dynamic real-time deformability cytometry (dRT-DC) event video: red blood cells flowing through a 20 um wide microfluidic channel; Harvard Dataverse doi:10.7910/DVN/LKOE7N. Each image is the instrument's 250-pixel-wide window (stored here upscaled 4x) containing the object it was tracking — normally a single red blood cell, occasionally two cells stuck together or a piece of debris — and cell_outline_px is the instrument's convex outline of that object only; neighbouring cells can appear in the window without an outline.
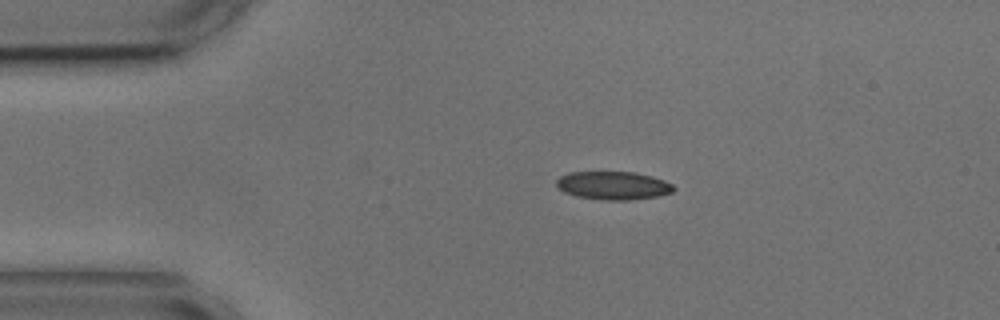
{"species": "common noctule bat (a hibernating species)", "species_latin": "Nyctalus noctula", "temperature_condition": "cold", "stored_images_in_passage": 30, "camera_frame_rate_fps": 3000, "um_per_image_px": 0.085, "animal": {"sex": "male", "body_mass_g": 17.9, "forearm_length_mm": 54.2}, "frame": {"image": 1, "passage_image": 1, "time_ms": 0.0, "image_size_px": [1000, 320], "cell_outline_px": [[676, 188], [672, 192], [660, 196], [628, 200], [600, 200], [576, 196], [564, 192], [556, 184], [556, 180], [560, 176], [568, 172], [636, 172], [652, 176], [664, 180], [672, 184]], "centroid_in_image_um": [52.14, 15.77], "position_along_channel_um": 32.9, "area_um2": 19.42}}
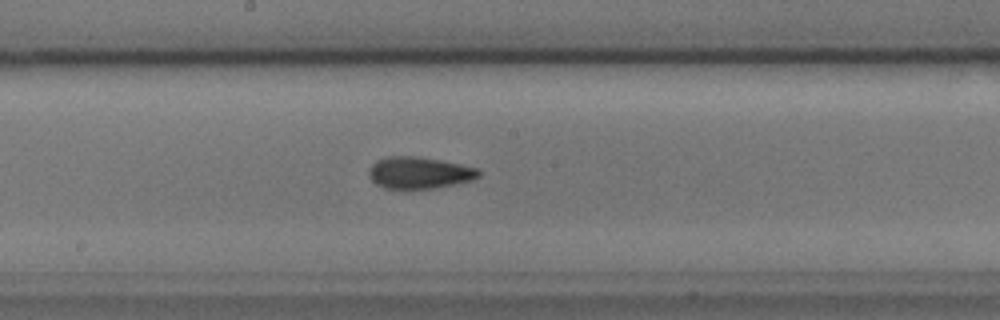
{"frame": {"image": 2, "passage_image": 19, "time_ms": 6.0, "image_size_px": [1000, 320], "cell_outline_px": [[480, 176], [472, 180], [436, 188], [384, 188], [376, 184], [368, 176], [368, 172], [372, 164], [376, 160], [388, 156], [412, 156], [460, 164], [476, 168], [480, 172]], "centroid_in_image_um": [35.6, 14.69], "position_along_channel_um": 212.6, "area_um2": 20.06}}
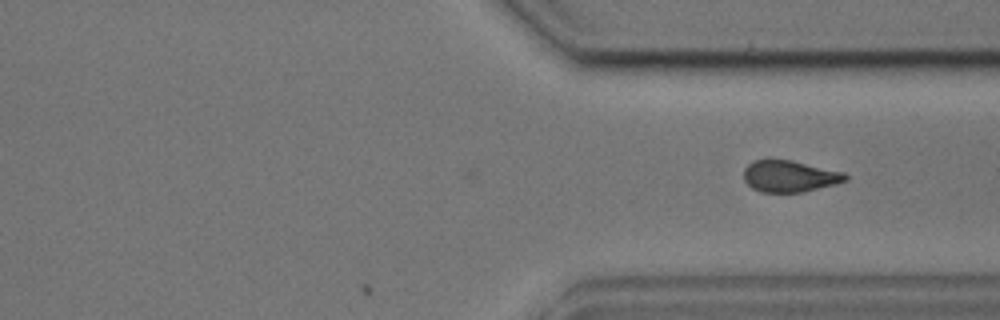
{"frame": {"image": 3, "passage_image": 30, "time_ms": 9.667, "image_size_px": [1000, 320], "cell_outline_px": [[848, 180], [836, 184], [804, 192], [760, 192], [752, 188], [744, 180], [744, 168], [748, 164], [756, 160], [792, 160], [844, 172], [848, 176]], "centroid_in_image_um": [67.14, 14.99], "position_along_channel_um": 344.3, "area_um2": 18.73}}